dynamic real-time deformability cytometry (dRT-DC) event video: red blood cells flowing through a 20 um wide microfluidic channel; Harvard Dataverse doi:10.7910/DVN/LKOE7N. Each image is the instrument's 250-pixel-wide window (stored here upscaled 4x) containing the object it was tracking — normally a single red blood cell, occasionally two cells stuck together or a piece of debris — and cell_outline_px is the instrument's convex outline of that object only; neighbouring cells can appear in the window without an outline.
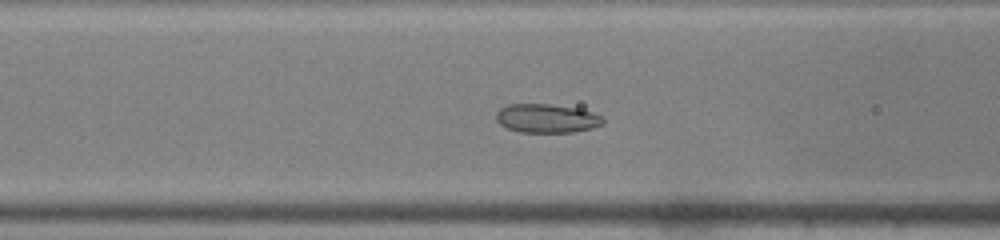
{"species": "common noctule bat (a hibernating species)", "species_latin": "Nyctalus noctula", "temperature_condition": "warm", "stored_images_in_passage": 40, "camera_frame_rate_fps": 3000, "um_per_image_px": 0.085, "animal": {"sex": "male", "body_mass_g": 19.0, "forearm_length_mm": 50.8}, "frame": {"image": 1, "passage_image": 11, "time_ms": 3.333, "image_size_px": [1000, 240], "cell_outline_px": [[604, 124], [592, 128], [572, 132], [520, 132], [508, 128], [500, 124], [496, 120], [496, 112], [500, 108], [508, 104], [548, 104], [580, 108], [604, 116]], "centroid_in_image_um": [46.5, 10.05], "position_along_channel_um": 120.1, "area_um2": 18.09}}
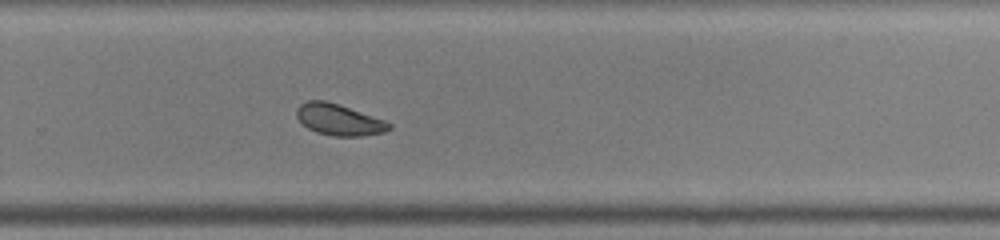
{"frame": {"image": 2, "passage_image": 24, "time_ms": 7.667, "image_size_px": [1000, 240], "cell_outline_px": [[392, 128], [384, 132], [360, 136], [332, 136], [316, 132], [308, 128], [296, 116], [296, 108], [300, 104], [308, 100], [324, 100], [340, 104], [384, 120], [392, 124]], "centroid_in_image_um": [28.8, 10.17], "position_along_channel_um": 301.0, "area_um2": 16.88}}
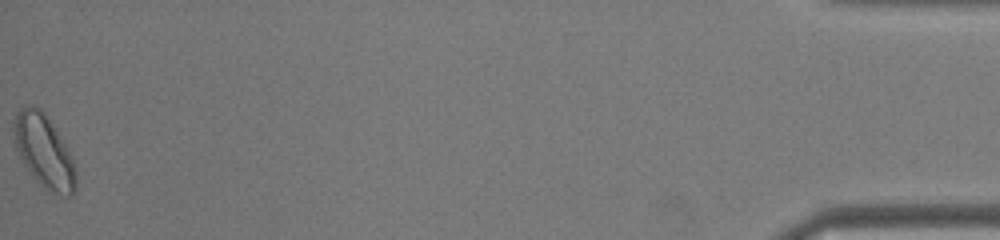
{"frame": {"image": 3, "passage_image": 40, "time_ms": 13.0, "image_size_px": [1000, 240], "cell_outline_px": [[76, 192], [72, 196], [68, 196], [52, 192], [44, 188], [36, 180], [24, 164], [16, 148], [12, 128], [16, 112], [20, 108], [28, 104], [32, 104], [40, 108], [44, 112], [68, 148], [76, 168]], "centroid_in_image_um": [3.74, 12.84], "position_along_channel_um": 431.5, "area_um2": 26.47}, "authors_computed_cell_mechanics": {"area_um2": 18.2359, "velocity_mm_per_s": 4.1825, "shape_relaxation_time_tau1_ms": null, "shape_relaxation_time_tau2_ms": 1.6602, "deformation_change_tau1": null, "deformation_change_tau2": 0.0555}}